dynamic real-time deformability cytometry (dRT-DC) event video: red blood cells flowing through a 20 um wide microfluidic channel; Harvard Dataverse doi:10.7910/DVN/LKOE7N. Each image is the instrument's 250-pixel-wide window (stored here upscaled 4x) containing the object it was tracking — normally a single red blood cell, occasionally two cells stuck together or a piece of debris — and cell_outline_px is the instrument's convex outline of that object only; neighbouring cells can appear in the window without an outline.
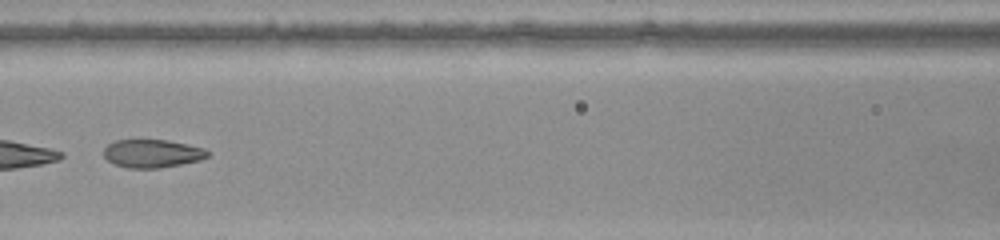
{"species": "common noctule bat (a hibernating species)", "species_latin": "Nyctalus noctula", "temperature_condition": "warm", "stored_images_in_passage": 51, "camera_frame_rate_fps": 3000, "um_per_image_px": 0.085, "animal": {"sex": "female", "body_mass_g": 22.0, "forearm_length_mm": 56.7}, "frame": {"image": 1, "passage_image": 22, "time_ms": 7.0, "image_size_px": [1000, 240], "cell_outline_px": [[212, 152], [208, 156], [200, 160], [160, 168], [128, 168], [116, 164], [108, 160], [104, 156], [104, 148], [108, 144], [116, 140], [140, 136], [168, 140], [204, 148]], "centroid_in_image_um": [12.92, 12.99], "position_along_channel_um": 153.7, "area_um2": 17.74}}